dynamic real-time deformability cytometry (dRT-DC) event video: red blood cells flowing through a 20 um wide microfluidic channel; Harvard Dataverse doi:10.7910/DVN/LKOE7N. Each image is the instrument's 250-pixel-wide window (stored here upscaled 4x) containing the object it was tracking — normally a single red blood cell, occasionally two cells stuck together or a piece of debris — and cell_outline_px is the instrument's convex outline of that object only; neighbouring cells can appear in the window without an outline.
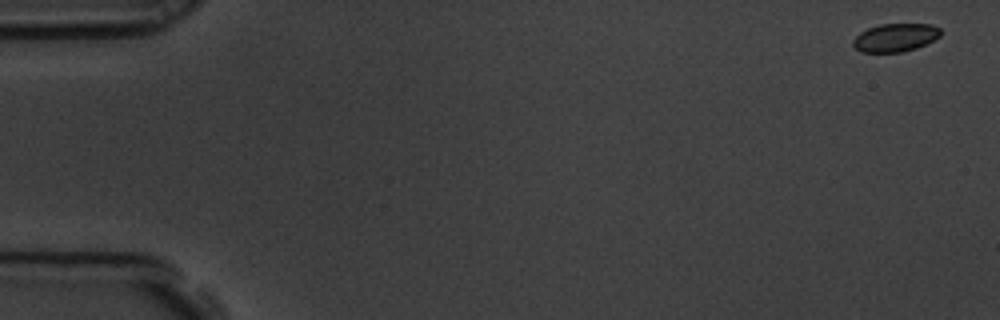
{"species": "common noctule bat (a hibernating species)", "species_latin": "Nyctalus noctula", "temperature_condition": "room temperature", "stored_images_in_passage": 6, "camera_frame_rate_fps": 3000, "um_per_image_px": 0.085, "animal": {"sex": "male", "body_mass_g": 19.5, "forearm_length_mm": 54.6}, "frame": {"image": 1, "passage_image": 1, "time_ms": 0.0, "image_size_px": [1000, 320], "cell_outline_px": [[940, 36], [916, 48], [900, 52], [860, 52], [852, 44], [852, 40], [860, 32], [868, 28], [880, 24], [932, 24], [940, 28]], "centroid_in_image_um": [76.07, 3.19], "position_along_channel_um": 8.9, "area_um2": 14.28}}